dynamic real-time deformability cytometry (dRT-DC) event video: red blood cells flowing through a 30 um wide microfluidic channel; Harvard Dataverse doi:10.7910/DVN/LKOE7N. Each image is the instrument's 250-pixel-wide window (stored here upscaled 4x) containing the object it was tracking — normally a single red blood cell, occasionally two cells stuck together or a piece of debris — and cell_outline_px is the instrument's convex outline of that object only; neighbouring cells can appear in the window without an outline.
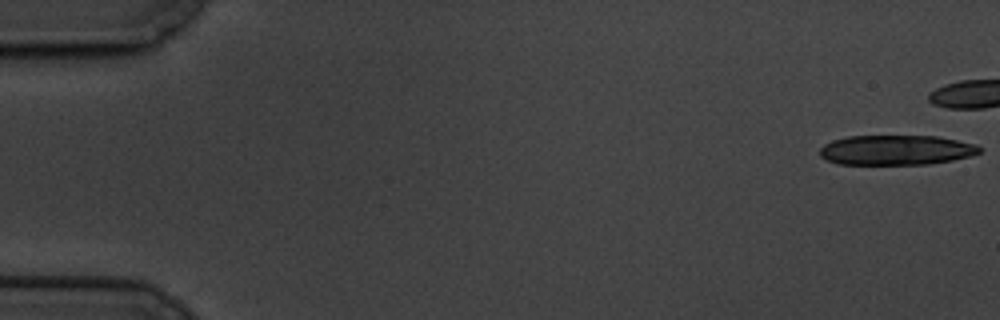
{"species": "common noctule bat (a hibernating species)", "species_latin": "Nyctalus noctula", "temperature_condition": "cold", "stored_images_in_passage": 20, "camera_frame_rate_fps": 3000, "um_per_image_px": 0.085, "animal": {"sex": "male", "body_mass_g": 19.5, "forearm_length_mm": 54.6}, "frame": {"image": 1, "passage_image": 1, "time_ms": 0.0, "image_size_px": [1000, 320], "cell_outline_px": [[980, 152], [968, 156], [952, 160], [928, 164], [836, 164], [820, 156], [820, 148], [824, 144], [832, 140], [848, 136], [936, 136], [976, 144], [980, 148]], "centroid_in_image_um": [76.13, 12.75], "position_along_channel_um": 8.9, "area_um2": 27.69}}